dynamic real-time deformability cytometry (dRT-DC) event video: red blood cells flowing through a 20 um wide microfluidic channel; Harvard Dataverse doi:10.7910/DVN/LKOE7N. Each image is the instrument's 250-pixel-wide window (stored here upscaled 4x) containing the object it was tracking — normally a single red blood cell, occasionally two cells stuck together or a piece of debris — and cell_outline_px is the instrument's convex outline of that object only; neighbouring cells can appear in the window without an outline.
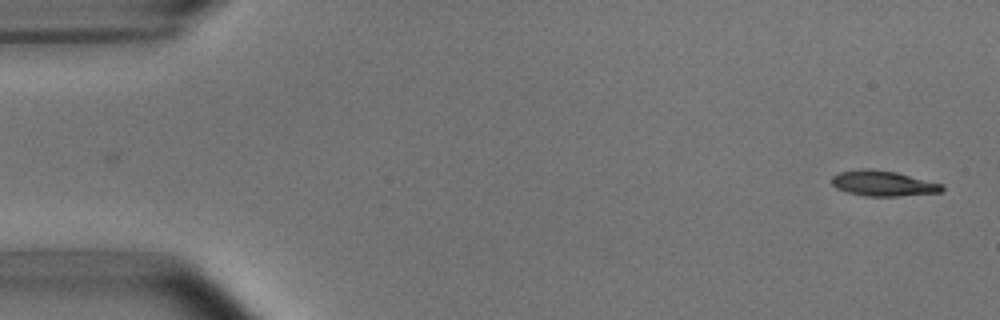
{"species": "common noctule bat (a hibernating species)", "species_latin": "Nyctalus noctula", "temperature_condition": "room temperature", "stored_images_in_passage": 51, "camera_frame_rate_fps": 3000, "um_per_image_px": 0.085, "animal": {"sex": "male", "body_mass_g": 15.6}, "frame": {"image": 1, "passage_image": 1, "time_ms": 0.0, "image_size_px": [1000, 320], "cell_outline_px": [[944, 188], [940, 192], [900, 196], [864, 196], [848, 192], [836, 188], [832, 184], [832, 176], [840, 172], [864, 168], [872, 168], [896, 172], [944, 184]], "centroid_in_image_um": [75.07, 15.58], "position_along_channel_um": 9.9, "area_um2": 16.36}}
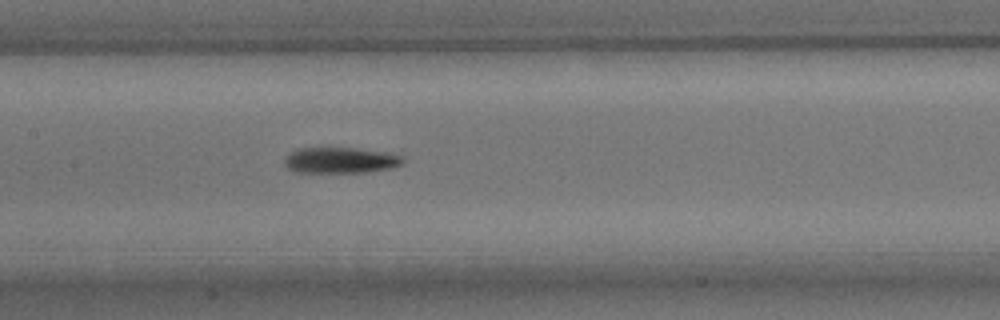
{"frame": {"image": 2, "passage_image": 24, "time_ms": 7.667, "image_size_px": [1000, 320], "cell_outline_px": [[404, 164], [388, 168], [368, 172], [296, 172], [288, 168], [284, 164], [284, 160], [296, 148], [320, 144], [328, 144], [384, 152], [404, 156]], "centroid_in_image_um": [28.89, 13.56], "position_along_channel_um": 178.5, "area_um2": 18.73}}
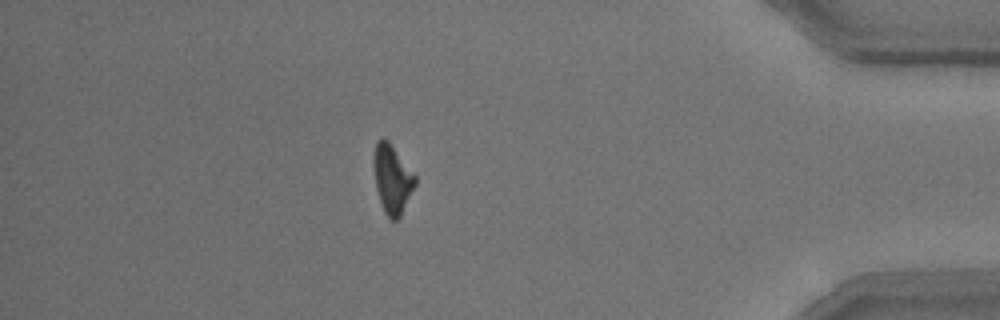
{"frame": {"image": 3, "passage_image": 45, "time_ms": 14.667, "image_size_px": [1000, 320], "cell_outline_px": [[416, 184], [400, 216], [396, 220], [392, 220], [384, 212], [380, 204], [376, 188], [372, 164], [372, 156], [376, 140], [384, 136], [388, 140], [416, 176]], "centroid_in_image_um": [33.3, 15.17], "position_along_channel_um": 401.9, "area_um2": 16.82}, "authors_computed_cell_mechanics": {"area_um2": 17.1666, "velocity_mm_per_s": 3.7871, "shape_relaxation_time_tau1_ms": 4.3179, "shape_relaxation_time_tau2_ms": null, "deformation_change_tau1": 0.1749, "deformation_change_tau2": null}}